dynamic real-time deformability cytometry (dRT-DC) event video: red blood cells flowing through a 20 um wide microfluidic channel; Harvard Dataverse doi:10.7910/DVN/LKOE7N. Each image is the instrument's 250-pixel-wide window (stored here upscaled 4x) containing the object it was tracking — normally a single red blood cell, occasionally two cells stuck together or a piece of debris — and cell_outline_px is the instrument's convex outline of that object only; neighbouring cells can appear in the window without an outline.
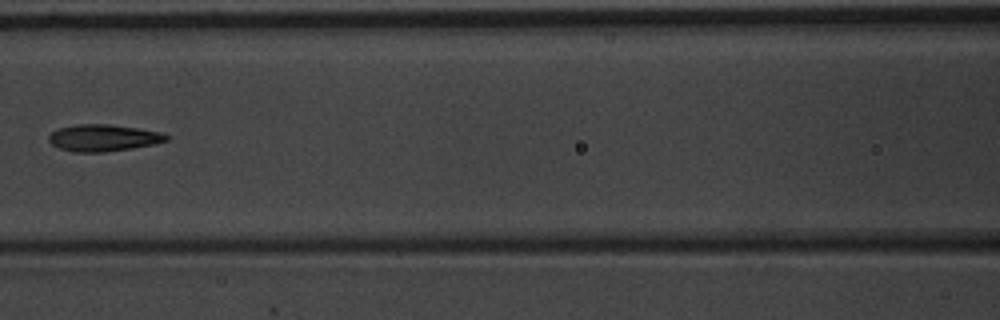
{"species": "common noctule bat (a hibernating species)", "species_latin": "Nyctalus noctula", "temperature_condition": "warm", "stored_images_in_passage": 9, "camera_frame_rate_fps": 3000, "um_per_image_px": 0.085, "animal": {"sex": "male", "body_mass_g": 20.1, "forearm_length_mm": 53.5}, "frame": {"image": 1, "passage_image": 8, "time_ms": 2.333, "image_size_px": [1000, 320], "cell_outline_px": [[168, 140], [156, 144], [132, 148], [104, 152], [72, 152], [60, 148], [52, 144], [48, 140], [48, 136], [52, 132], [60, 128], [76, 124], [108, 124], [136, 128], [160, 132], [168, 136]], "centroid_in_image_um": [8.77, 11.72], "position_along_channel_um": 157.8, "area_um2": 18.26}}
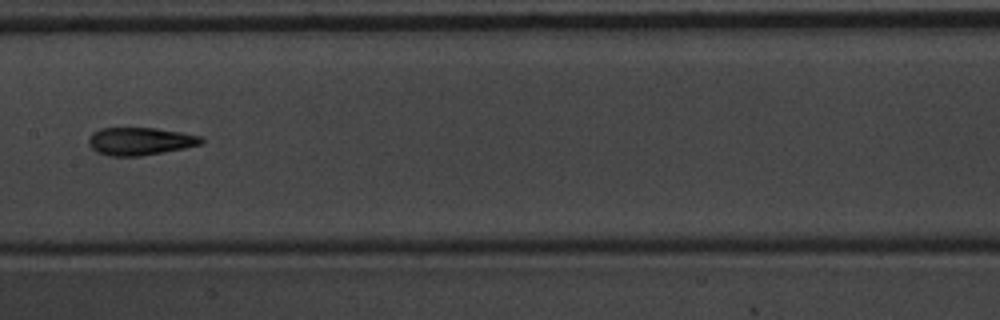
{"frame": {"image": 2, "passage_image": 9, "time_ms": 2.667, "image_size_px": [1000, 320], "cell_outline_px": [[204, 140], [200, 144], [184, 148], [140, 156], [112, 156], [96, 152], [88, 144], [88, 136], [92, 132], [100, 128], [156, 128], [204, 136]], "centroid_in_image_um": [11.88, 12.0], "position_along_channel_um": 195.5, "area_um2": 18.26}}